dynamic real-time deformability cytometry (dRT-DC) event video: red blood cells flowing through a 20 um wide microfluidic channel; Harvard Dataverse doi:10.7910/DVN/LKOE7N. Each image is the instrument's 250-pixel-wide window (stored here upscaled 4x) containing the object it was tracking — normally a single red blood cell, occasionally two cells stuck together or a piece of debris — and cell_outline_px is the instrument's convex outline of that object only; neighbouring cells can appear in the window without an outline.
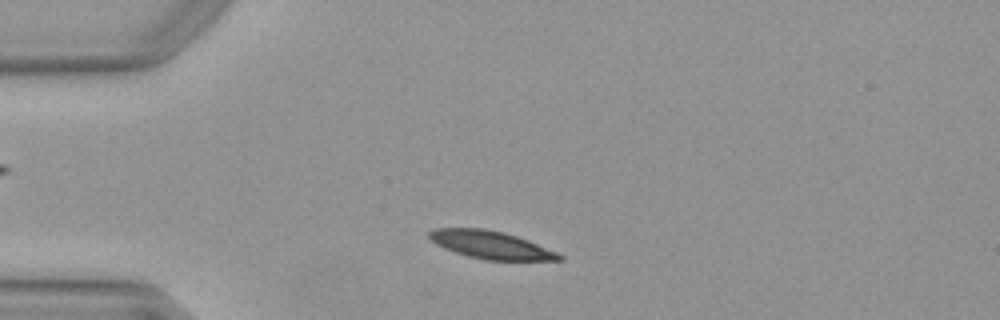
{"species": "Egyptian fruit bat (a non-hibernating species)", "species_latin": "Rousettus aegyptiacus", "temperature_condition": "warm", "stored_images_in_passage": 46, "camera_frame_rate_fps": 3000, "um_per_image_px": 0.085, "animal": {"sex": "female"}, "frame": {"image": 1, "passage_image": 7, "time_ms": 2.0, "image_size_px": [1000, 320], "cell_outline_px": [[564, 260], [484, 260], [468, 256], [444, 248], [436, 244], [428, 236], [428, 232], [436, 228], [484, 228], [504, 232], [528, 240], [556, 252], [564, 256]], "centroid_in_image_um": [41.71, 20.81], "position_along_channel_um": 43.3, "area_um2": 20.92}}
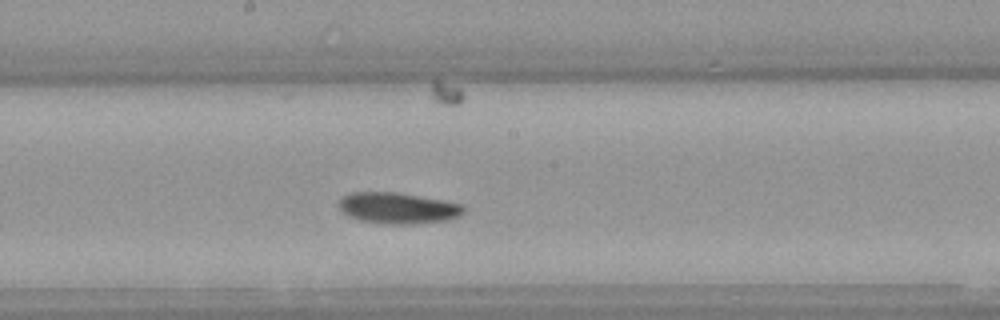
{"frame": {"image": 2, "passage_image": 22, "time_ms": 7.0, "image_size_px": [1000, 320], "cell_outline_px": [[464, 212], [460, 216], [448, 220], [412, 224], [384, 224], [360, 220], [344, 212], [340, 208], [340, 200], [344, 196], [352, 192], [396, 192], [440, 200], [460, 204], [464, 208]], "centroid_in_image_um": [33.84, 17.69], "position_along_channel_um": 214.4, "area_um2": 22.25}}
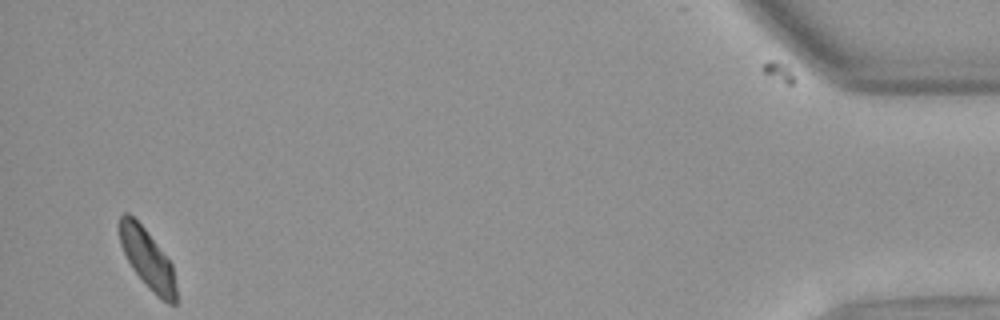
{"frame": {"image": 3, "passage_image": 44, "time_ms": 14.333, "image_size_px": [1000, 320], "cell_outline_px": [[176, 304], [168, 304], [148, 288], [132, 268], [120, 244], [120, 216], [124, 212], [128, 212], [144, 228], [172, 264], [176, 288]], "centroid_in_image_um": [12.53, 22.02], "position_along_channel_um": 422.7, "area_um2": 19.19}, "authors_computed_cell_mechanics": {"area_um2": 21.1837, "velocity_mm_per_s": 3.9459, "shape_relaxation_time_tau1_ms": 2.8911, "shape_relaxation_time_tau2_ms": 7.6742, "deformation_change_tau1": 0.1188, "deformation_change_tau2": 0.1339}}